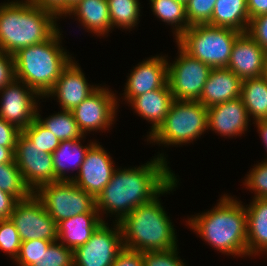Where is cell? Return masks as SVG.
<instances>
[{
    "label": "cell",
    "instance_id": "obj_1",
    "mask_svg": "<svg viewBox=\"0 0 267 266\" xmlns=\"http://www.w3.org/2000/svg\"><path fill=\"white\" fill-rule=\"evenodd\" d=\"M166 160L161 153L141 167L115 169L110 182L95 199L98 213H116L115 222H120L139 205L175 189L177 176L169 170Z\"/></svg>",
    "mask_w": 267,
    "mask_h": 266
},
{
    "label": "cell",
    "instance_id": "obj_2",
    "mask_svg": "<svg viewBox=\"0 0 267 266\" xmlns=\"http://www.w3.org/2000/svg\"><path fill=\"white\" fill-rule=\"evenodd\" d=\"M187 223L215 250L234 256L248 255L246 209L232 196L224 194L217 206L191 217Z\"/></svg>",
    "mask_w": 267,
    "mask_h": 266
},
{
    "label": "cell",
    "instance_id": "obj_3",
    "mask_svg": "<svg viewBox=\"0 0 267 266\" xmlns=\"http://www.w3.org/2000/svg\"><path fill=\"white\" fill-rule=\"evenodd\" d=\"M53 12L24 2L0 5V50L15 54L22 48L49 39L59 28Z\"/></svg>",
    "mask_w": 267,
    "mask_h": 266
},
{
    "label": "cell",
    "instance_id": "obj_4",
    "mask_svg": "<svg viewBox=\"0 0 267 266\" xmlns=\"http://www.w3.org/2000/svg\"><path fill=\"white\" fill-rule=\"evenodd\" d=\"M159 196L139 205L119 222L124 248L143 253L177 247L174 225L163 209Z\"/></svg>",
    "mask_w": 267,
    "mask_h": 266
},
{
    "label": "cell",
    "instance_id": "obj_5",
    "mask_svg": "<svg viewBox=\"0 0 267 266\" xmlns=\"http://www.w3.org/2000/svg\"><path fill=\"white\" fill-rule=\"evenodd\" d=\"M60 40L61 33L58 29L44 42L22 48L13 54L16 79L42 97H46L62 70L72 60V56L60 45Z\"/></svg>",
    "mask_w": 267,
    "mask_h": 266
},
{
    "label": "cell",
    "instance_id": "obj_6",
    "mask_svg": "<svg viewBox=\"0 0 267 266\" xmlns=\"http://www.w3.org/2000/svg\"><path fill=\"white\" fill-rule=\"evenodd\" d=\"M241 32L231 28L198 24L188 27L177 39L186 53L212 68L227 67L236 38Z\"/></svg>",
    "mask_w": 267,
    "mask_h": 266
},
{
    "label": "cell",
    "instance_id": "obj_7",
    "mask_svg": "<svg viewBox=\"0 0 267 266\" xmlns=\"http://www.w3.org/2000/svg\"><path fill=\"white\" fill-rule=\"evenodd\" d=\"M208 130V108L199 101L174 100L163 123L149 137L166 145L190 143Z\"/></svg>",
    "mask_w": 267,
    "mask_h": 266
},
{
    "label": "cell",
    "instance_id": "obj_8",
    "mask_svg": "<svg viewBox=\"0 0 267 266\" xmlns=\"http://www.w3.org/2000/svg\"><path fill=\"white\" fill-rule=\"evenodd\" d=\"M34 194L57 224L76 215L89 213L96 206L95 198L72 181L45 184Z\"/></svg>",
    "mask_w": 267,
    "mask_h": 266
},
{
    "label": "cell",
    "instance_id": "obj_9",
    "mask_svg": "<svg viewBox=\"0 0 267 266\" xmlns=\"http://www.w3.org/2000/svg\"><path fill=\"white\" fill-rule=\"evenodd\" d=\"M179 56L168 63V85L174 100L198 101L212 67L186 53L178 45Z\"/></svg>",
    "mask_w": 267,
    "mask_h": 266
},
{
    "label": "cell",
    "instance_id": "obj_10",
    "mask_svg": "<svg viewBox=\"0 0 267 266\" xmlns=\"http://www.w3.org/2000/svg\"><path fill=\"white\" fill-rule=\"evenodd\" d=\"M9 218L22 242L36 239L58 241L57 223L34 193L27 199L18 200Z\"/></svg>",
    "mask_w": 267,
    "mask_h": 266
},
{
    "label": "cell",
    "instance_id": "obj_11",
    "mask_svg": "<svg viewBox=\"0 0 267 266\" xmlns=\"http://www.w3.org/2000/svg\"><path fill=\"white\" fill-rule=\"evenodd\" d=\"M102 222L91 238L73 251L74 266H111L117 255L124 249L119 222L115 228Z\"/></svg>",
    "mask_w": 267,
    "mask_h": 266
},
{
    "label": "cell",
    "instance_id": "obj_12",
    "mask_svg": "<svg viewBox=\"0 0 267 266\" xmlns=\"http://www.w3.org/2000/svg\"><path fill=\"white\" fill-rule=\"evenodd\" d=\"M14 153L15 163L33 193L45 184L57 182L52 154L35 146L22 132L17 138Z\"/></svg>",
    "mask_w": 267,
    "mask_h": 266
},
{
    "label": "cell",
    "instance_id": "obj_13",
    "mask_svg": "<svg viewBox=\"0 0 267 266\" xmlns=\"http://www.w3.org/2000/svg\"><path fill=\"white\" fill-rule=\"evenodd\" d=\"M117 97L107 88H98L71 112L85 136L89 131L106 130L115 120Z\"/></svg>",
    "mask_w": 267,
    "mask_h": 266
},
{
    "label": "cell",
    "instance_id": "obj_14",
    "mask_svg": "<svg viewBox=\"0 0 267 266\" xmlns=\"http://www.w3.org/2000/svg\"><path fill=\"white\" fill-rule=\"evenodd\" d=\"M0 93L2 94L0 117L6 122L14 124L21 131L28 127L36 118L39 107L36 97L41 96L16 78L1 89Z\"/></svg>",
    "mask_w": 267,
    "mask_h": 266
},
{
    "label": "cell",
    "instance_id": "obj_15",
    "mask_svg": "<svg viewBox=\"0 0 267 266\" xmlns=\"http://www.w3.org/2000/svg\"><path fill=\"white\" fill-rule=\"evenodd\" d=\"M111 159L106 150L94 142L85 154L78 176H72L71 181L96 199L110 182L115 170Z\"/></svg>",
    "mask_w": 267,
    "mask_h": 266
},
{
    "label": "cell",
    "instance_id": "obj_16",
    "mask_svg": "<svg viewBox=\"0 0 267 266\" xmlns=\"http://www.w3.org/2000/svg\"><path fill=\"white\" fill-rule=\"evenodd\" d=\"M267 52L247 33H241L233 45L227 64L241 80L265 74Z\"/></svg>",
    "mask_w": 267,
    "mask_h": 266
},
{
    "label": "cell",
    "instance_id": "obj_17",
    "mask_svg": "<svg viewBox=\"0 0 267 266\" xmlns=\"http://www.w3.org/2000/svg\"><path fill=\"white\" fill-rule=\"evenodd\" d=\"M168 83V59L165 56L151 57L134 67L128 76L124 98L130 102L133 98L163 88Z\"/></svg>",
    "mask_w": 267,
    "mask_h": 266
},
{
    "label": "cell",
    "instance_id": "obj_18",
    "mask_svg": "<svg viewBox=\"0 0 267 266\" xmlns=\"http://www.w3.org/2000/svg\"><path fill=\"white\" fill-rule=\"evenodd\" d=\"M71 62L62 70L53 88L46 94L57 97L62 110L72 111L83 100L90 96L98 86L88 84L78 63Z\"/></svg>",
    "mask_w": 267,
    "mask_h": 266
},
{
    "label": "cell",
    "instance_id": "obj_19",
    "mask_svg": "<svg viewBox=\"0 0 267 266\" xmlns=\"http://www.w3.org/2000/svg\"><path fill=\"white\" fill-rule=\"evenodd\" d=\"M249 119L241 97L208 108V129L220 136L244 134L248 130Z\"/></svg>",
    "mask_w": 267,
    "mask_h": 266
},
{
    "label": "cell",
    "instance_id": "obj_20",
    "mask_svg": "<svg viewBox=\"0 0 267 266\" xmlns=\"http://www.w3.org/2000/svg\"><path fill=\"white\" fill-rule=\"evenodd\" d=\"M242 80L226 67L212 68L200 98L205 107L241 97Z\"/></svg>",
    "mask_w": 267,
    "mask_h": 266
},
{
    "label": "cell",
    "instance_id": "obj_21",
    "mask_svg": "<svg viewBox=\"0 0 267 266\" xmlns=\"http://www.w3.org/2000/svg\"><path fill=\"white\" fill-rule=\"evenodd\" d=\"M96 206L89 212L62 220L57 224L58 241L71 250L84 245L104 220ZM62 241V242H61Z\"/></svg>",
    "mask_w": 267,
    "mask_h": 266
},
{
    "label": "cell",
    "instance_id": "obj_22",
    "mask_svg": "<svg viewBox=\"0 0 267 266\" xmlns=\"http://www.w3.org/2000/svg\"><path fill=\"white\" fill-rule=\"evenodd\" d=\"M173 101L174 98L167 83L163 88L146 92L133 98L129 104L139 116L141 115V117L152 123L151 131L149 132L151 135L163 123Z\"/></svg>",
    "mask_w": 267,
    "mask_h": 266
},
{
    "label": "cell",
    "instance_id": "obj_23",
    "mask_svg": "<svg viewBox=\"0 0 267 266\" xmlns=\"http://www.w3.org/2000/svg\"><path fill=\"white\" fill-rule=\"evenodd\" d=\"M245 207L248 256L267 252V198H253Z\"/></svg>",
    "mask_w": 267,
    "mask_h": 266
},
{
    "label": "cell",
    "instance_id": "obj_24",
    "mask_svg": "<svg viewBox=\"0 0 267 266\" xmlns=\"http://www.w3.org/2000/svg\"><path fill=\"white\" fill-rule=\"evenodd\" d=\"M66 14L77 16L83 27L98 36L112 30L107 0H81Z\"/></svg>",
    "mask_w": 267,
    "mask_h": 266
},
{
    "label": "cell",
    "instance_id": "obj_25",
    "mask_svg": "<svg viewBox=\"0 0 267 266\" xmlns=\"http://www.w3.org/2000/svg\"><path fill=\"white\" fill-rule=\"evenodd\" d=\"M250 23L247 0H217L209 25L247 32Z\"/></svg>",
    "mask_w": 267,
    "mask_h": 266
},
{
    "label": "cell",
    "instance_id": "obj_26",
    "mask_svg": "<svg viewBox=\"0 0 267 266\" xmlns=\"http://www.w3.org/2000/svg\"><path fill=\"white\" fill-rule=\"evenodd\" d=\"M80 140L82 139L61 141L58 148L52 153L56 181H71V177L65 176L70 167H72V171L75 168L80 170L88 148L94 143L91 142L88 146L83 147Z\"/></svg>",
    "mask_w": 267,
    "mask_h": 266
},
{
    "label": "cell",
    "instance_id": "obj_27",
    "mask_svg": "<svg viewBox=\"0 0 267 266\" xmlns=\"http://www.w3.org/2000/svg\"><path fill=\"white\" fill-rule=\"evenodd\" d=\"M241 98L248 116L255 121L267 119V77L242 80Z\"/></svg>",
    "mask_w": 267,
    "mask_h": 266
},
{
    "label": "cell",
    "instance_id": "obj_28",
    "mask_svg": "<svg viewBox=\"0 0 267 266\" xmlns=\"http://www.w3.org/2000/svg\"><path fill=\"white\" fill-rule=\"evenodd\" d=\"M38 112L37 109L36 118L38 121L60 141L84 139V135L79 129L71 111L62 110L44 120L41 119V115Z\"/></svg>",
    "mask_w": 267,
    "mask_h": 266
},
{
    "label": "cell",
    "instance_id": "obj_29",
    "mask_svg": "<svg viewBox=\"0 0 267 266\" xmlns=\"http://www.w3.org/2000/svg\"><path fill=\"white\" fill-rule=\"evenodd\" d=\"M153 14L168 25H175V39H177L189 26L186 17L185 5L176 0H150Z\"/></svg>",
    "mask_w": 267,
    "mask_h": 266
},
{
    "label": "cell",
    "instance_id": "obj_30",
    "mask_svg": "<svg viewBox=\"0 0 267 266\" xmlns=\"http://www.w3.org/2000/svg\"><path fill=\"white\" fill-rule=\"evenodd\" d=\"M0 189L13 195L17 200L27 199L33 194L25 183L15 160L0 164Z\"/></svg>",
    "mask_w": 267,
    "mask_h": 266
},
{
    "label": "cell",
    "instance_id": "obj_31",
    "mask_svg": "<svg viewBox=\"0 0 267 266\" xmlns=\"http://www.w3.org/2000/svg\"><path fill=\"white\" fill-rule=\"evenodd\" d=\"M139 0H107L110 21L114 26L132 29L137 24L140 15Z\"/></svg>",
    "mask_w": 267,
    "mask_h": 266
},
{
    "label": "cell",
    "instance_id": "obj_32",
    "mask_svg": "<svg viewBox=\"0 0 267 266\" xmlns=\"http://www.w3.org/2000/svg\"><path fill=\"white\" fill-rule=\"evenodd\" d=\"M22 133L42 151L52 154L60 145V140L45 128L37 118L26 128L22 130Z\"/></svg>",
    "mask_w": 267,
    "mask_h": 266
},
{
    "label": "cell",
    "instance_id": "obj_33",
    "mask_svg": "<svg viewBox=\"0 0 267 266\" xmlns=\"http://www.w3.org/2000/svg\"><path fill=\"white\" fill-rule=\"evenodd\" d=\"M31 266H74L73 250L54 241Z\"/></svg>",
    "mask_w": 267,
    "mask_h": 266
},
{
    "label": "cell",
    "instance_id": "obj_34",
    "mask_svg": "<svg viewBox=\"0 0 267 266\" xmlns=\"http://www.w3.org/2000/svg\"><path fill=\"white\" fill-rule=\"evenodd\" d=\"M19 233L10 218L0 220V250L16 259L21 246Z\"/></svg>",
    "mask_w": 267,
    "mask_h": 266
},
{
    "label": "cell",
    "instance_id": "obj_35",
    "mask_svg": "<svg viewBox=\"0 0 267 266\" xmlns=\"http://www.w3.org/2000/svg\"><path fill=\"white\" fill-rule=\"evenodd\" d=\"M217 0H189L185 5L189 26L208 24Z\"/></svg>",
    "mask_w": 267,
    "mask_h": 266
},
{
    "label": "cell",
    "instance_id": "obj_36",
    "mask_svg": "<svg viewBox=\"0 0 267 266\" xmlns=\"http://www.w3.org/2000/svg\"><path fill=\"white\" fill-rule=\"evenodd\" d=\"M54 241L49 240H27L21 242L20 250L17 258L14 260L19 264V266H31L42 254L46 251L49 245Z\"/></svg>",
    "mask_w": 267,
    "mask_h": 266
},
{
    "label": "cell",
    "instance_id": "obj_37",
    "mask_svg": "<svg viewBox=\"0 0 267 266\" xmlns=\"http://www.w3.org/2000/svg\"><path fill=\"white\" fill-rule=\"evenodd\" d=\"M264 161L255 165L245 178L244 185L255 191L253 198H267V161Z\"/></svg>",
    "mask_w": 267,
    "mask_h": 266
},
{
    "label": "cell",
    "instance_id": "obj_38",
    "mask_svg": "<svg viewBox=\"0 0 267 266\" xmlns=\"http://www.w3.org/2000/svg\"><path fill=\"white\" fill-rule=\"evenodd\" d=\"M144 266H186L178 257L177 247L165 251L143 252Z\"/></svg>",
    "mask_w": 267,
    "mask_h": 266
},
{
    "label": "cell",
    "instance_id": "obj_39",
    "mask_svg": "<svg viewBox=\"0 0 267 266\" xmlns=\"http://www.w3.org/2000/svg\"><path fill=\"white\" fill-rule=\"evenodd\" d=\"M247 33L267 52V14L251 19Z\"/></svg>",
    "mask_w": 267,
    "mask_h": 266
},
{
    "label": "cell",
    "instance_id": "obj_40",
    "mask_svg": "<svg viewBox=\"0 0 267 266\" xmlns=\"http://www.w3.org/2000/svg\"><path fill=\"white\" fill-rule=\"evenodd\" d=\"M13 55L0 50V90L15 79Z\"/></svg>",
    "mask_w": 267,
    "mask_h": 266
},
{
    "label": "cell",
    "instance_id": "obj_41",
    "mask_svg": "<svg viewBox=\"0 0 267 266\" xmlns=\"http://www.w3.org/2000/svg\"><path fill=\"white\" fill-rule=\"evenodd\" d=\"M21 132L17 126L0 117V146L15 147Z\"/></svg>",
    "mask_w": 267,
    "mask_h": 266
},
{
    "label": "cell",
    "instance_id": "obj_42",
    "mask_svg": "<svg viewBox=\"0 0 267 266\" xmlns=\"http://www.w3.org/2000/svg\"><path fill=\"white\" fill-rule=\"evenodd\" d=\"M111 266H144L142 252L124 248Z\"/></svg>",
    "mask_w": 267,
    "mask_h": 266
},
{
    "label": "cell",
    "instance_id": "obj_43",
    "mask_svg": "<svg viewBox=\"0 0 267 266\" xmlns=\"http://www.w3.org/2000/svg\"><path fill=\"white\" fill-rule=\"evenodd\" d=\"M31 4L53 12L58 18L65 15V0H28Z\"/></svg>",
    "mask_w": 267,
    "mask_h": 266
},
{
    "label": "cell",
    "instance_id": "obj_44",
    "mask_svg": "<svg viewBox=\"0 0 267 266\" xmlns=\"http://www.w3.org/2000/svg\"><path fill=\"white\" fill-rule=\"evenodd\" d=\"M17 201L13 195L0 189V220L9 218Z\"/></svg>",
    "mask_w": 267,
    "mask_h": 266
},
{
    "label": "cell",
    "instance_id": "obj_45",
    "mask_svg": "<svg viewBox=\"0 0 267 266\" xmlns=\"http://www.w3.org/2000/svg\"><path fill=\"white\" fill-rule=\"evenodd\" d=\"M247 11L250 20L257 16L267 14V0H247Z\"/></svg>",
    "mask_w": 267,
    "mask_h": 266
},
{
    "label": "cell",
    "instance_id": "obj_46",
    "mask_svg": "<svg viewBox=\"0 0 267 266\" xmlns=\"http://www.w3.org/2000/svg\"><path fill=\"white\" fill-rule=\"evenodd\" d=\"M15 147L0 146V164L11 163L15 158Z\"/></svg>",
    "mask_w": 267,
    "mask_h": 266
},
{
    "label": "cell",
    "instance_id": "obj_47",
    "mask_svg": "<svg viewBox=\"0 0 267 266\" xmlns=\"http://www.w3.org/2000/svg\"><path fill=\"white\" fill-rule=\"evenodd\" d=\"M257 127H258V131H259V134L260 136H262V140L265 144V150L267 152V119L266 120H258V121H255ZM266 161H267V158H266Z\"/></svg>",
    "mask_w": 267,
    "mask_h": 266
},
{
    "label": "cell",
    "instance_id": "obj_48",
    "mask_svg": "<svg viewBox=\"0 0 267 266\" xmlns=\"http://www.w3.org/2000/svg\"><path fill=\"white\" fill-rule=\"evenodd\" d=\"M80 1L81 0H65V16H67L66 13Z\"/></svg>",
    "mask_w": 267,
    "mask_h": 266
},
{
    "label": "cell",
    "instance_id": "obj_49",
    "mask_svg": "<svg viewBox=\"0 0 267 266\" xmlns=\"http://www.w3.org/2000/svg\"><path fill=\"white\" fill-rule=\"evenodd\" d=\"M176 1L181 2V3H183L184 5H186L187 2H188L189 0H176Z\"/></svg>",
    "mask_w": 267,
    "mask_h": 266
},
{
    "label": "cell",
    "instance_id": "obj_50",
    "mask_svg": "<svg viewBox=\"0 0 267 266\" xmlns=\"http://www.w3.org/2000/svg\"><path fill=\"white\" fill-rule=\"evenodd\" d=\"M264 75L267 77V57H266V66H265V74Z\"/></svg>",
    "mask_w": 267,
    "mask_h": 266
}]
</instances>
